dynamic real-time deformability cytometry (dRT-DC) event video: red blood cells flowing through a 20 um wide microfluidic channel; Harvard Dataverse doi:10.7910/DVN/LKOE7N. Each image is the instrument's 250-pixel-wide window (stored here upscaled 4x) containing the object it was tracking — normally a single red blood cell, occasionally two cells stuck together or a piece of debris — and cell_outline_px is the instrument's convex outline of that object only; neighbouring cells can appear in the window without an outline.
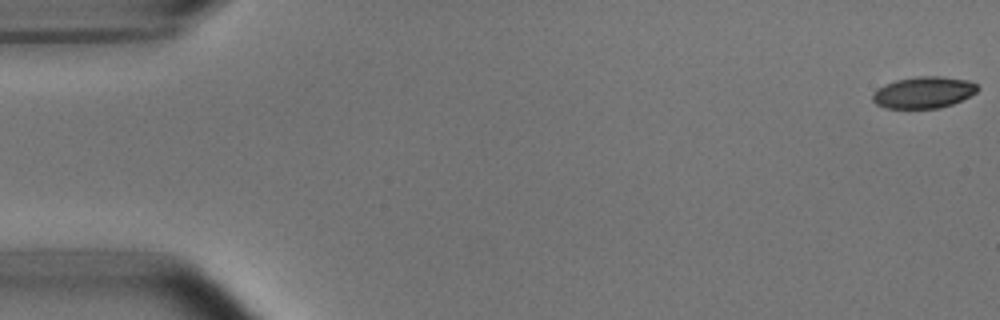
{"species": "common noctule bat (a hibernating species)", "species_latin": "Nyctalus noctula", "temperature_condition": "room temperature", "stored_images_in_passage": 14, "camera_frame_rate_fps": 3000, "um_per_image_px": 0.085, "animal": {"sex": "male", "body_mass_g": 15.6}, "frame": {"image": 1, "passage_image": 1, "time_ms": 0.0, "image_size_px": [1000, 320], "cell_outline_px": [[980, 88], [976, 92], [952, 104], [940, 108], [884, 108], [876, 104], [872, 100], [872, 92], [884, 84], [896, 80], [916, 76], [940, 76], [968, 80], [976, 84]], "centroid_in_image_um": [78.47, 7.85], "position_along_channel_um": 6.5, "area_um2": 19.36}}
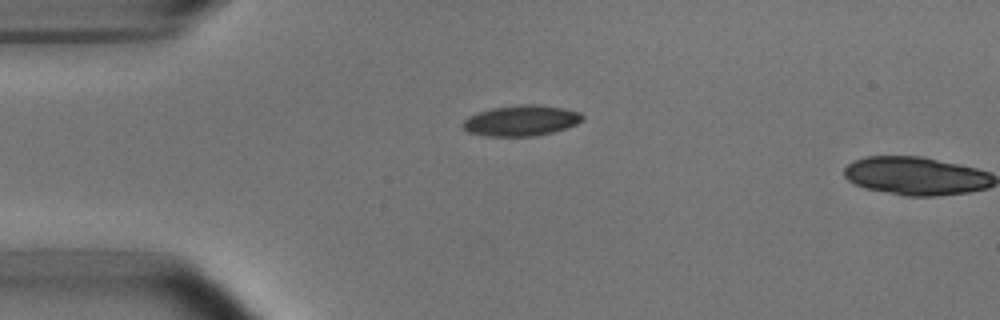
{"frame": {"image": 2, "passage_image": 13, "time_ms": 4.0, "image_size_px": [1000, 320], "cell_outline_px": [[584, 120], [576, 124], [552, 132], [536, 136], [484, 136], [468, 132], [460, 124], [468, 116], [492, 108], [520, 104], [536, 104], [564, 108], [580, 112], [584, 116]], "centroid_in_image_um": [44.3, 10.25], "position_along_channel_um": 40.7, "area_um2": 21.44}}